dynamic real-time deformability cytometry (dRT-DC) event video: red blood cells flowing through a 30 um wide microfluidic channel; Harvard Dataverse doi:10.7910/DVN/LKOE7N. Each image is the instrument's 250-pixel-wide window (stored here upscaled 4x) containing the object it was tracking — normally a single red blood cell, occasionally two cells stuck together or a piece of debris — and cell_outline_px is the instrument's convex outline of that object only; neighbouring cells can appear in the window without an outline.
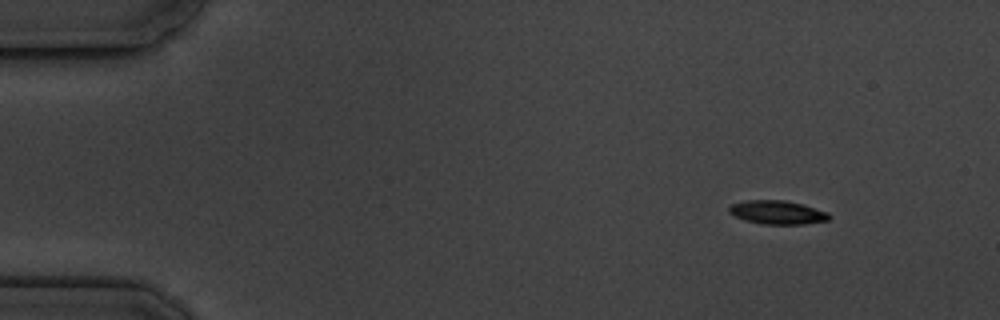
{"species": "common noctule bat (a hibernating species)", "species_latin": "Nyctalus noctula", "temperature_condition": "cold", "stored_images_in_passage": 4, "camera_frame_rate_fps": 3000, "um_per_image_px": 0.085, "animal": {"sex": "male", "body_mass_g": 19.5, "forearm_length_mm": 54.6}, "frame": {"image": 1, "passage_image": 1, "time_ms": 0.0, "image_size_px": [1000, 320], "cell_outline_px": [[832, 216], [828, 220], [804, 224], [764, 224], [744, 220], [728, 212], [728, 208], [732, 204], [748, 200], [784, 200], [804, 204], [828, 212]], "centroid_in_image_um": [66.11, 18.05], "position_along_channel_um": 18.9, "area_um2": 13.81}}
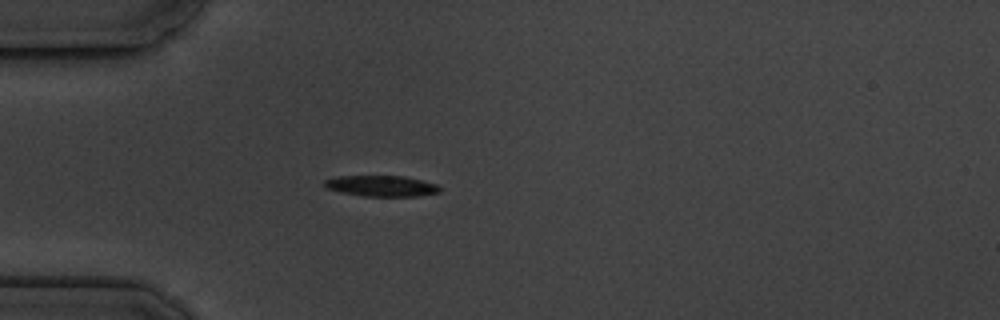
{"frame": {"image": 2, "passage_image": 4, "time_ms": 3.333, "image_size_px": [1000, 320], "cell_outline_px": [[440, 192], [420, 196], [364, 196], [340, 192], [328, 188], [324, 184], [324, 180], [340, 176], [404, 176], [436, 184], [440, 188]], "centroid_in_image_um": [32.44, 15.81], "position_along_channel_um": 52.6, "area_um2": 13.87}}